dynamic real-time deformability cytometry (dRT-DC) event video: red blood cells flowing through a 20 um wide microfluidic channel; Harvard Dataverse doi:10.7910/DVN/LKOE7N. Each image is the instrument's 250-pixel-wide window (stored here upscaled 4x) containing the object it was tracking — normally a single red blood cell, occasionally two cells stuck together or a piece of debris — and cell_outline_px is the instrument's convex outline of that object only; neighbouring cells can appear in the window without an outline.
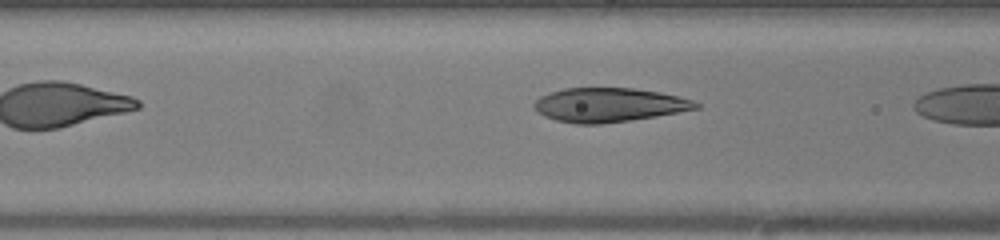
{"species": "human", "species_latin": "Homo sapiens", "temperature_condition": "warm", "stored_images_in_passage": 6, "camera_frame_rate_fps": 3000, "um_per_image_px": 0.085, "donor": {"sex": "female"}, "frame": {"image": 1, "passage_image": 4, "time_ms": 1.0, "image_size_px": [1000, 240], "cell_outline_px": [[700, 108], [656, 116], [600, 124], [576, 124], [556, 120], [544, 116], [532, 104], [540, 96], [564, 88], [632, 88], [660, 92], [692, 100], [700, 104]], "centroid_in_image_um": [51.75, 8.92], "position_along_channel_um": 114.8, "area_um2": 31.79}}